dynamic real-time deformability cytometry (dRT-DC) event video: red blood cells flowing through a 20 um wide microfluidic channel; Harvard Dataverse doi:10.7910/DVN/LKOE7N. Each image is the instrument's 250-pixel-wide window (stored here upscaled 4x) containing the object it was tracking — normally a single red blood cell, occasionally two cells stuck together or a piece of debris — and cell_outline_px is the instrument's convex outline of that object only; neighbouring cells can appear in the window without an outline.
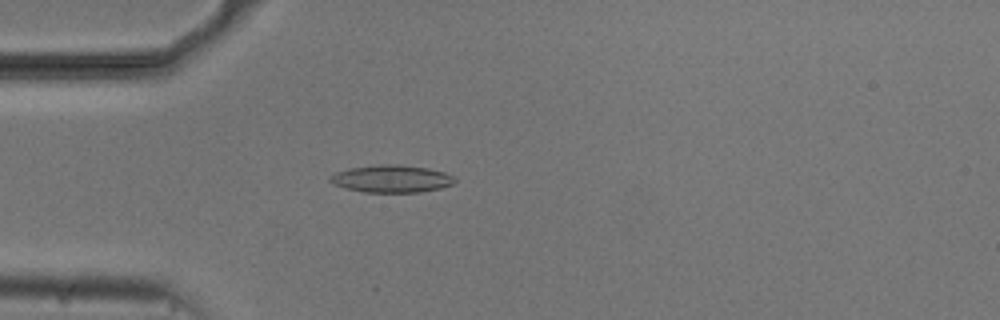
{"species": "common noctule bat (a hibernating species)", "species_latin": "Nyctalus noctula", "temperature_condition": "cold", "stored_images_in_passage": 47, "camera_frame_rate_fps": 3000, "um_per_image_px": 0.085, "animal": {"sex": "male", "body_mass_g": 20.5, "forearm_length_mm": 52.5}, "frame": {"image": 1, "passage_image": 8, "time_ms": 2.333, "image_size_px": [1000, 320], "cell_outline_px": [[456, 180], [452, 184], [440, 188], [420, 192], [364, 192], [344, 188], [332, 184], [328, 180], [328, 176], [336, 172], [348, 168], [380, 164], [396, 164], [428, 168], [444, 172], [456, 176]], "centroid_in_image_um": [33.25, 15.19], "position_along_channel_um": 51.8, "area_um2": 20.11}}
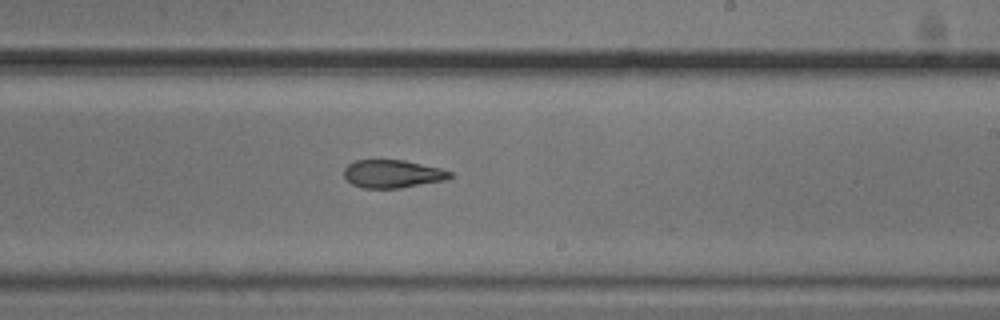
{"frame": {"image": 2, "passage_image": 25, "time_ms": 8.0, "image_size_px": [1000, 320], "cell_outline_px": [[452, 176], [444, 180], [400, 188], [364, 188], [352, 184], [344, 176], [344, 168], [348, 164], [356, 160], [404, 160], [440, 168], [452, 172]], "centroid_in_image_um": [33.35, 14.77], "position_along_channel_um": 255.6, "area_um2": 17.17}}
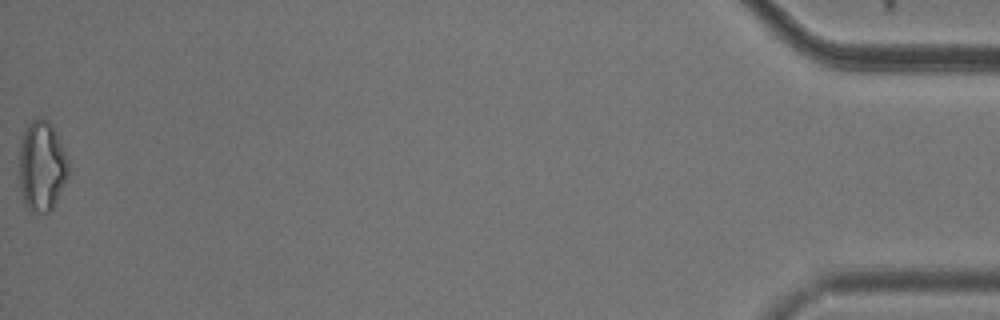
{"frame": {"image": 3, "passage_image": 47, "time_ms": 15.333, "image_size_px": [1000, 320], "cell_outline_px": [[68, 176], [56, 204], [48, 212], [32, 212], [24, 204], [16, 176], [20, 144], [24, 132], [28, 124], [32, 120], [48, 120], [52, 124], [56, 132], [68, 160]], "centroid_in_image_um": [3.51, 14.17], "position_along_channel_um": 431.7, "area_um2": 26.41}, "authors_computed_cell_mechanics": {"area_um2": 18.5538, "velocity_mm_per_s": 3.7416, "shape_relaxation_time_tau1_ms": null, "shape_relaxation_time_tau2_ms": 1.3447, "deformation_change_tau1": null, "deformation_change_tau2": 0.0815}}